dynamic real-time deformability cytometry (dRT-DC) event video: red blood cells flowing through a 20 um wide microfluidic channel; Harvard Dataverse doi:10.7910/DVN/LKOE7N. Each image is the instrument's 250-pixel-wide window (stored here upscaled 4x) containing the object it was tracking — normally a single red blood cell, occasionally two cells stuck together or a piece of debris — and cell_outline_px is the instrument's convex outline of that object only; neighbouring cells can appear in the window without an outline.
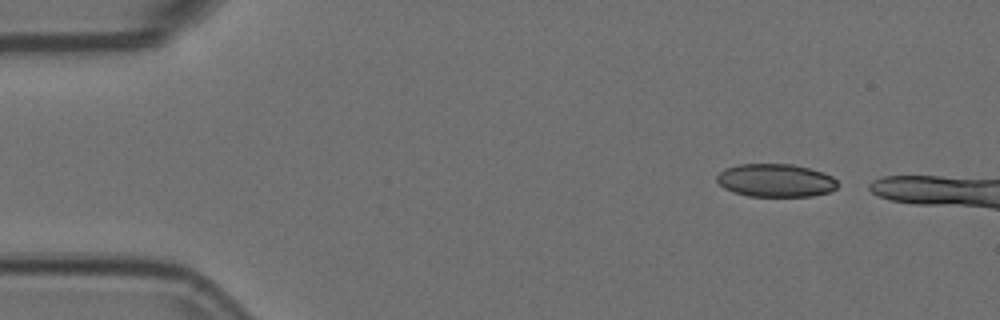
{"species": "Egyptian fruit bat (a non-hibernating species)", "species_latin": "Rousettus aegyptiacus", "temperature_condition": "room temperature", "stored_images_in_passage": 4, "camera_frame_rate_fps": 3000, "um_per_image_px": 0.085, "animal": {"sex": "female"}, "frame": {"image": 1, "passage_image": 1, "time_ms": 0.0, "image_size_px": [1000, 320], "cell_outline_px": [[836, 188], [828, 192], [812, 196], [748, 196], [732, 192], [724, 188], [716, 180], [716, 176], [724, 168], [740, 164], [792, 164], [824, 172], [832, 176], [836, 180]], "centroid_in_image_um": [65.9, 15.33], "position_along_channel_um": 19.1, "area_um2": 23.29}}